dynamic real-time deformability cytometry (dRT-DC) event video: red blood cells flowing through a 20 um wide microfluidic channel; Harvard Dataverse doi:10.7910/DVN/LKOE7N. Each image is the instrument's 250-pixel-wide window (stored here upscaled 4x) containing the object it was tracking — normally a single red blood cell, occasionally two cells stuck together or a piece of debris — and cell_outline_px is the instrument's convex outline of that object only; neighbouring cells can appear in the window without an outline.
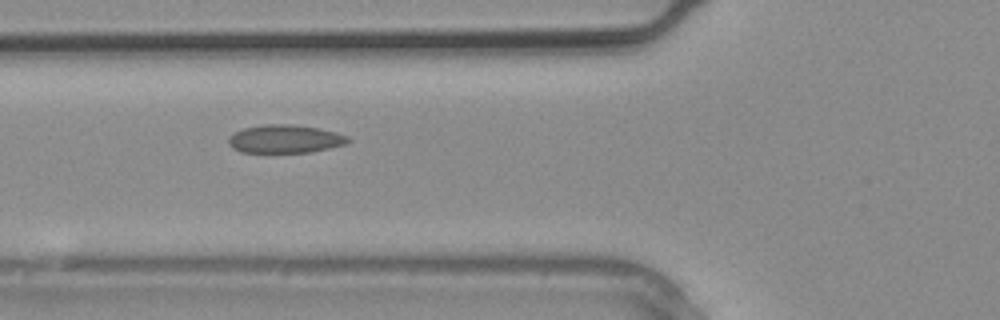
{"species": "common noctule bat (a hibernating species)", "species_latin": "Nyctalus noctula", "temperature_condition": "warm", "stored_images_in_passage": 3, "camera_frame_rate_fps": 3000, "um_per_image_px": 0.085, "animal": {"sex": "male", "body_mass_g": 20.4}, "frame": {"image": 1, "passage_image": 3, "time_ms": 0.667, "image_size_px": [1000, 320], "cell_outline_px": [[352, 140], [348, 144], [312, 152], [240, 152], [232, 148], [228, 144], [228, 136], [244, 128], [264, 124], [292, 124], [316, 128], [336, 132], [348, 136]], "centroid_in_image_um": [24.25, 11.81], "position_along_channel_um": 101.6, "area_um2": 19.77}}